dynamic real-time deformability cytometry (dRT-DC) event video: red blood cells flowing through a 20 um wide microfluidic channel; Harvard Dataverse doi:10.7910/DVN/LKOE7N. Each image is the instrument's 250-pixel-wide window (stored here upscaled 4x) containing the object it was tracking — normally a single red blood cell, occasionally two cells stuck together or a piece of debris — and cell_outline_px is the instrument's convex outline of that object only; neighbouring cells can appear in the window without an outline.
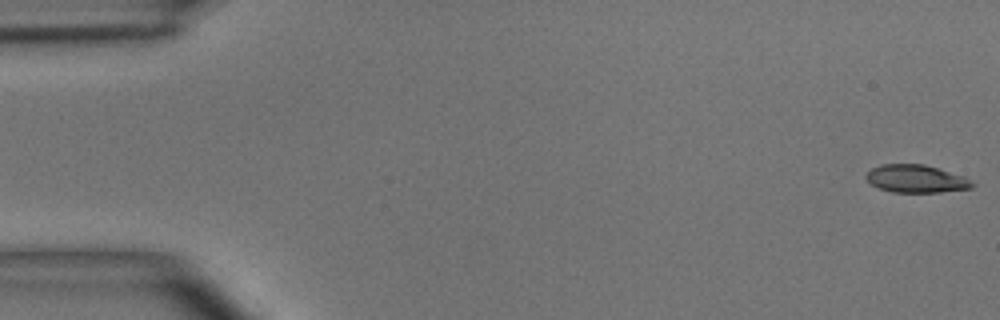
{"species": "common noctule bat (a hibernating species)", "species_latin": "Nyctalus noctula", "temperature_condition": "room temperature", "stored_images_in_passage": 4, "camera_frame_rate_fps": 3000, "um_per_image_px": 0.085, "animal": {"sex": "male", "body_mass_g": 15.6}, "frame": {"image": 1, "passage_image": 1, "time_ms": 0.0, "image_size_px": [1000, 320], "cell_outline_px": [[976, 184], [972, 188], [940, 192], [892, 192], [880, 188], [872, 184], [864, 176], [872, 168], [880, 164], [924, 164], [964, 176], [972, 180]], "centroid_in_image_um": [77.9, 15.19], "position_along_channel_um": 7.1, "area_um2": 17.17}}